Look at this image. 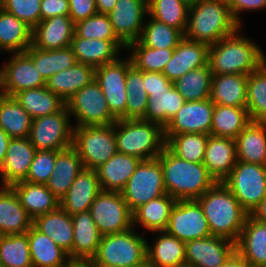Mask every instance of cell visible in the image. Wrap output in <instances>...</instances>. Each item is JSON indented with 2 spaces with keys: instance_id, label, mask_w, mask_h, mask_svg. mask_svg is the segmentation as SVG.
Here are the masks:
<instances>
[{
  "instance_id": "1",
  "label": "cell",
  "mask_w": 266,
  "mask_h": 267,
  "mask_svg": "<svg viewBox=\"0 0 266 267\" xmlns=\"http://www.w3.org/2000/svg\"><path fill=\"white\" fill-rule=\"evenodd\" d=\"M157 158L162 167L166 192L176 200L197 199L217 183L203 162L181 159L166 146Z\"/></svg>"
},
{
  "instance_id": "2",
  "label": "cell",
  "mask_w": 266,
  "mask_h": 267,
  "mask_svg": "<svg viewBox=\"0 0 266 267\" xmlns=\"http://www.w3.org/2000/svg\"><path fill=\"white\" fill-rule=\"evenodd\" d=\"M196 200L203 209L211 234L236 243L249 213L224 183L217 182Z\"/></svg>"
},
{
  "instance_id": "3",
  "label": "cell",
  "mask_w": 266,
  "mask_h": 267,
  "mask_svg": "<svg viewBox=\"0 0 266 267\" xmlns=\"http://www.w3.org/2000/svg\"><path fill=\"white\" fill-rule=\"evenodd\" d=\"M240 25L227 0H203L189 7L184 37L210 46L239 31Z\"/></svg>"
},
{
  "instance_id": "4",
  "label": "cell",
  "mask_w": 266,
  "mask_h": 267,
  "mask_svg": "<svg viewBox=\"0 0 266 267\" xmlns=\"http://www.w3.org/2000/svg\"><path fill=\"white\" fill-rule=\"evenodd\" d=\"M237 33L209 46L208 62L213 75H249L266 61L257 44Z\"/></svg>"
},
{
  "instance_id": "5",
  "label": "cell",
  "mask_w": 266,
  "mask_h": 267,
  "mask_svg": "<svg viewBox=\"0 0 266 267\" xmlns=\"http://www.w3.org/2000/svg\"><path fill=\"white\" fill-rule=\"evenodd\" d=\"M115 136L119 153L141 160L157 158L166 144L164 128L142 119H117Z\"/></svg>"
},
{
  "instance_id": "6",
  "label": "cell",
  "mask_w": 266,
  "mask_h": 267,
  "mask_svg": "<svg viewBox=\"0 0 266 267\" xmlns=\"http://www.w3.org/2000/svg\"><path fill=\"white\" fill-rule=\"evenodd\" d=\"M132 229L102 236L92 260L106 267H136L146 263L147 242Z\"/></svg>"
},
{
  "instance_id": "7",
  "label": "cell",
  "mask_w": 266,
  "mask_h": 267,
  "mask_svg": "<svg viewBox=\"0 0 266 267\" xmlns=\"http://www.w3.org/2000/svg\"><path fill=\"white\" fill-rule=\"evenodd\" d=\"M85 169L96 170L117 151L115 123L73 128V145Z\"/></svg>"
},
{
  "instance_id": "8",
  "label": "cell",
  "mask_w": 266,
  "mask_h": 267,
  "mask_svg": "<svg viewBox=\"0 0 266 267\" xmlns=\"http://www.w3.org/2000/svg\"><path fill=\"white\" fill-rule=\"evenodd\" d=\"M222 182L251 214L266 196V165L237 161Z\"/></svg>"
},
{
  "instance_id": "9",
  "label": "cell",
  "mask_w": 266,
  "mask_h": 267,
  "mask_svg": "<svg viewBox=\"0 0 266 267\" xmlns=\"http://www.w3.org/2000/svg\"><path fill=\"white\" fill-rule=\"evenodd\" d=\"M121 193L132 212L141 205L167 194L158 158L142 160Z\"/></svg>"
},
{
  "instance_id": "10",
  "label": "cell",
  "mask_w": 266,
  "mask_h": 267,
  "mask_svg": "<svg viewBox=\"0 0 266 267\" xmlns=\"http://www.w3.org/2000/svg\"><path fill=\"white\" fill-rule=\"evenodd\" d=\"M89 211L102 236L122 233L134 227L133 212L121 192L101 191Z\"/></svg>"
},
{
  "instance_id": "11",
  "label": "cell",
  "mask_w": 266,
  "mask_h": 267,
  "mask_svg": "<svg viewBox=\"0 0 266 267\" xmlns=\"http://www.w3.org/2000/svg\"><path fill=\"white\" fill-rule=\"evenodd\" d=\"M69 111H61L34 118L29 140L36 150L61 151L73 145V128L69 124Z\"/></svg>"
},
{
  "instance_id": "12",
  "label": "cell",
  "mask_w": 266,
  "mask_h": 267,
  "mask_svg": "<svg viewBox=\"0 0 266 267\" xmlns=\"http://www.w3.org/2000/svg\"><path fill=\"white\" fill-rule=\"evenodd\" d=\"M66 106L69 113H73L78 120L76 127L111 125L117 121L95 80L77 91L66 102Z\"/></svg>"
},
{
  "instance_id": "13",
  "label": "cell",
  "mask_w": 266,
  "mask_h": 267,
  "mask_svg": "<svg viewBox=\"0 0 266 267\" xmlns=\"http://www.w3.org/2000/svg\"><path fill=\"white\" fill-rule=\"evenodd\" d=\"M164 231L185 243L212 236L203 209L196 199L177 200Z\"/></svg>"
},
{
  "instance_id": "14",
  "label": "cell",
  "mask_w": 266,
  "mask_h": 267,
  "mask_svg": "<svg viewBox=\"0 0 266 267\" xmlns=\"http://www.w3.org/2000/svg\"><path fill=\"white\" fill-rule=\"evenodd\" d=\"M132 64L128 60L114 62L95 68V81L102 89L111 114L116 119H126V74Z\"/></svg>"
},
{
  "instance_id": "15",
  "label": "cell",
  "mask_w": 266,
  "mask_h": 267,
  "mask_svg": "<svg viewBox=\"0 0 266 267\" xmlns=\"http://www.w3.org/2000/svg\"><path fill=\"white\" fill-rule=\"evenodd\" d=\"M46 85L33 64L32 59L25 53H15L14 57L0 71V94L13 97L16 93L40 88Z\"/></svg>"
},
{
  "instance_id": "16",
  "label": "cell",
  "mask_w": 266,
  "mask_h": 267,
  "mask_svg": "<svg viewBox=\"0 0 266 267\" xmlns=\"http://www.w3.org/2000/svg\"><path fill=\"white\" fill-rule=\"evenodd\" d=\"M146 13L148 0H117L107 15L117 37L128 46L139 40Z\"/></svg>"
},
{
  "instance_id": "17",
  "label": "cell",
  "mask_w": 266,
  "mask_h": 267,
  "mask_svg": "<svg viewBox=\"0 0 266 267\" xmlns=\"http://www.w3.org/2000/svg\"><path fill=\"white\" fill-rule=\"evenodd\" d=\"M214 103L210 98L186 101L164 128V135L181 133L210 134Z\"/></svg>"
},
{
  "instance_id": "18",
  "label": "cell",
  "mask_w": 266,
  "mask_h": 267,
  "mask_svg": "<svg viewBox=\"0 0 266 267\" xmlns=\"http://www.w3.org/2000/svg\"><path fill=\"white\" fill-rule=\"evenodd\" d=\"M235 251V243L217 236L185 243V263L194 267H220Z\"/></svg>"
},
{
  "instance_id": "19",
  "label": "cell",
  "mask_w": 266,
  "mask_h": 267,
  "mask_svg": "<svg viewBox=\"0 0 266 267\" xmlns=\"http://www.w3.org/2000/svg\"><path fill=\"white\" fill-rule=\"evenodd\" d=\"M209 45L183 37L174 49L173 56L164 67L163 73L174 82L190 70L208 63Z\"/></svg>"
},
{
  "instance_id": "20",
  "label": "cell",
  "mask_w": 266,
  "mask_h": 267,
  "mask_svg": "<svg viewBox=\"0 0 266 267\" xmlns=\"http://www.w3.org/2000/svg\"><path fill=\"white\" fill-rule=\"evenodd\" d=\"M101 191L97 171L84 168L59 201V206L71 216L89 211Z\"/></svg>"
},
{
  "instance_id": "21",
  "label": "cell",
  "mask_w": 266,
  "mask_h": 267,
  "mask_svg": "<svg viewBox=\"0 0 266 267\" xmlns=\"http://www.w3.org/2000/svg\"><path fill=\"white\" fill-rule=\"evenodd\" d=\"M75 23L68 15L40 21L32 32V45L42 50L69 47L74 37Z\"/></svg>"
},
{
  "instance_id": "22",
  "label": "cell",
  "mask_w": 266,
  "mask_h": 267,
  "mask_svg": "<svg viewBox=\"0 0 266 267\" xmlns=\"http://www.w3.org/2000/svg\"><path fill=\"white\" fill-rule=\"evenodd\" d=\"M29 138H12L6 150L4 163L0 167L3 186L24 181L36 153Z\"/></svg>"
},
{
  "instance_id": "23",
  "label": "cell",
  "mask_w": 266,
  "mask_h": 267,
  "mask_svg": "<svg viewBox=\"0 0 266 267\" xmlns=\"http://www.w3.org/2000/svg\"><path fill=\"white\" fill-rule=\"evenodd\" d=\"M237 163L234 139L209 134L203 164L217 182H222Z\"/></svg>"
},
{
  "instance_id": "24",
  "label": "cell",
  "mask_w": 266,
  "mask_h": 267,
  "mask_svg": "<svg viewBox=\"0 0 266 267\" xmlns=\"http://www.w3.org/2000/svg\"><path fill=\"white\" fill-rule=\"evenodd\" d=\"M70 47L77 63L91 65L94 68L116 61L120 48H127L122 41L84 39L73 37Z\"/></svg>"
},
{
  "instance_id": "25",
  "label": "cell",
  "mask_w": 266,
  "mask_h": 267,
  "mask_svg": "<svg viewBox=\"0 0 266 267\" xmlns=\"http://www.w3.org/2000/svg\"><path fill=\"white\" fill-rule=\"evenodd\" d=\"M235 250L251 267L264 265L266 263V223L257 221L249 214L235 243Z\"/></svg>"
},
{
  "instance_id": "26",
  "label": "cell",
  "mask_w": 266,
  "mask_h": 267,
  "mask_svg": "<svg viewBox=\"0 0 266 267\" xmlns=\"http://www.w3.org/2000/svg\"><path fill=\"white\" fill-rule=\"evenodd\" d=\"M73 246L69 259L91 260L98 250L102 234L92 219L90 211L72 215Z\"/></svg>"
},
{
  "instance_id": "27",
  "label": "cell",
  "mask_w": 266,
  "mask_h": 267,
  "mask_svg": "<svg viewBox=\"0 0 266 267\" xmlns=\"http://www.w3.org/2000/svg\"><path fill=\"white\" fill-rule=\"evenodd\" d=\"M83 169L82 159L73 146L58 151L54 170L46 186L60 201Z\"/></svg>"
},
{
  "instance_id": "28",
  "label": "cell",
  "mask_w": 266,
  "mask_h": 267,
  "mask_svg": "<svg viewBox=\"0 0 266 267\" xmlns=\"http://www.w3.org/2000/svg\"><path fill=\"white\" fill-rule=\"evenodd\" d=\"M0 189V236L22 234L27 232L33 219L22 207L21 202L11 186Z\"/></svg>"
},
{
  "instance_id": "29",
  "label": "cell",
  "mask_w": 266,
  "mask_h": 267,
  "mask_svg": "<svg viewBox=\"0 0 266 267\" xmlns=\"http://www.w3.org/2000/svg\"><path fill=\"white\" fill-rule=\"evenodd\" d=\"M94 80L95 68L93 66L76 63L52 75L46 80L45 87L66 103L77 91Z\"/></svg>"
},
{
  "instance_id": "30",
  "label": "cell",
  "mask_w": 266,
  "mask_h": 267,
  "mask_svg": "<svg viewBox=\"0 0 266 267\" xmlns=\"http://www.w3.org/2000/svg\"><path fill=\"white\" fill-rule=\"evenodd\" d=\"M142 160L117 152L96 169L102 191L121 192Z\"/></svg>"
},
{
  "instance_id": "31",
  "label": "cell",
  "mask_w": 266,
  "mask_h": 267,
  "mask_svg": "<svg viewBox=\"0 0 266 267\" xmlns=\"http://www.w3.org/2000/svg\"><path fill=\"white\" fill-rule=\"evenodd\" d=\"M247 75H213L210 100L223 106L246 108Z\"/></svg>"
},
{
  "instance_id": "32",
  "label": "cell",
  "mask_w": 266,
  "mask_h": 267,
  "mask_svg": "<svg viewBox=\"0 0 266 267\" xmlns=\"http://www.w3.org/2000/svg\"><path fill=\"white\" fill-rule=\"evenodd\" d=\"M234 140L237 161L266 165V123L250 121Z\"/></svg>"
},
{
  "instance_id": "33",
  "label": "cell",
  "mask_w": 266,
  "mask_h": 267,
  "mask_svg": "<svg viewBox=\"0 0 266 267\" xmlns=\"http://www.w3.org/2000/svg\"><path fill=\"white\" fill-rule=\"evenodd\" d=\"M32 225L67 253L72 250L74 240L72 216L60 206L55 211L35 217Z\"/></svg>"
},
{
  "instance_id": "34",
  "label": "cell",
  "mask_w": 266,
  "mask_h": 267,
  "mask_svg": "<svg viewBox=\"0 0 266 267\" xmlns=\"http://www.w3.org/2000/svg\"><path fill=\"white\" fill-rule=\"evenodd\" d=\"M11 187L16 192L22 207L32 219L55 211L59 207V200L47 188L46 184L20 181Z\"/></svg>"
},
{
  "instance_id": "35",
  "label": "cell",
  "mask_w": 266,
  "mask_h": 267,
  "mask_svg": "<svg viewBox=\"0 0 266 267\" xmlns=\"http://www.w3.org/2000/svg\"><path fill=\"white\" fill-rule=\"evenodd\" d=\"M27 236L33 267H63L67 263L68 253L33 225Z\"/></svg>"
},
{
  "instance_id": "36",
  "label": "cell",
  "mask_w": 266,
  "mask_h": 267,
  "mask_svg": "<svg viewBox=\"0 0 266 267\" xmlns=\"http://www.w3.org/2000/svg\"><path fill=\"white\" fill-rule=\"evenodd\" d=\"M33 29L0 7V49L23 53L32 45Z\"/></svg>"
},
{
  "instance_id": "37",
  "label": "cell",
  "mask_w": 266,
  "mask_h": 267,
  "mask_svg": "<svg viewBox=\"0 0 266 267\" xmlns=\"http://www.w3.org/2000/svg\"><path fill=\"white\" fill-rule=\"evenodd\" d=\"M185 102L174 85L165 92L151 93L142 120L158 123L165 128Z\"/></svg>"
},
{
  "instance_id": "38",
  "label": "cell",
  "mask_w": 266,
  "mask_h": 267,
  "mask_svg": "<svg viewBox=\"0 0 266 267\" xmlns=\"http://www.w3.org/2000/svg\"><path fill=\"white\" fill-rule=\"evenodd\" d=\"M153 247L147 243V263L150 267H176L185 263V242L162 231Z\"/></svg>"
},
{
  "instance_id": "39",
  "label": "cell",
  "mask_w": 266,
  "mask_h": 267,
  "mask_svg": "<svg viewBox=\"0 0 266 267\" xmlns=\"http://www.w3.org/2000/svg\"><path fill=\"white\" fill-rule=\"evenodd\" d=\"M176 202L171 195L165 194L141 205L133 212V225L140 223L147 230L161 233L167 227Z\"/></svg>"
},
{
  "instance_id": "40",
  "label": "cell",
  "mask_w": 266,
  "mask_h": 267,
  "mask_svg": "<svg viewBox=\"0 0 266 267\" xmlns=\"http://www.w3.org/2000/svg\"><path fill=\"white\" fill-rule=\"evenodd\" d=\"M34 119L61 111L66 103L45 86L22 90L13 96Z\"/></svg>"
},
{
  "instance_id": "41",
  "label": "cell",
  "mask_w": 266,
  "mask_h": 267,
  "mask_svg": "<svg viewBox=\"0 0 266 267\" xmlns=\"http://www.w3.org/2000/svg\"><path fill=\"white\" fill-rule=\"evenodd\" d=\"M25 53L32 59L37 71L45 80L77 63L70 46L55 50H42L31 45Z\"/></svg>"
},
{
  "instance_id": "42",
  "label": "cell",
  "mask_w": 266,
  "mask_h": 267,
  "mask_svg": "<svg viewBox=\"0 0 266 267\" xmlns=\"http://www.w3.org/2000/svg\"><path fill=\"white\" fill-rule=\"evenodd\" d=\"M33 118L14 98L0 94V127L12 138H28Z\"/></svg>"
},
{
  "instance_id": "43",
  "label": "cell",
  "mask_w": 266,
  "mask_h": 267,
  "mask_svg": "<svg viewBox=\"0 0 266 267\" xmlns=\"http://www.w3.org/2000/svg\"><path fill=\"white\" fill-rule=\"evenodd\" d=\"M249 123L247 108L214 104L210 134L235 139Z\"/></svg>"
},
{
  "instance_id": "44",
  "label": "cell",
  "mask_w": 266,
  "mask_h": 267,
  "mask_svg": "<svg viewBox=\"0 0 266 267\" xmlns=\"http://www.w3.org/2000/svg\"><path fill=\"white\" fill-rule=\"evenodd\" d=\"M212 76L208 62L206 65L190 70L175 80L173 85L185 101L205 100L210 98Z\"/></svg>"
},
{
  "instance_id": "45",
  "label": "cell",
  "mask_w": 266,
  "mask_h": 267,
  "mask_svg": "<svg viewBox=\"0 0 266 267\" xmlns=\"http://www.w3.org/2000/svg\"><path fill=\"white\" fill-rule=\"evenodd\" d=\"M246 96L250 121L266 123V61L247 75Z\"/></svg>"
},
{
  "instance_id": "46",
  "label": "cell",
  "mask_w": 266,
  "mask_h": 267,
  "mask_svg": "<svg viewBox=\"0 0 266 267\" xmlns=\"http://www.w3.org/2000/svg\"><path fill=\"white\" fill-rule=\"evenodd\" d=\"M164 136L165 146L173 154L189 162H203L209 134L181 133Z\"/></svg>"
},
{
  "instance_id": "47",
  "label": "cell",
  "mask_w": 266,
  "mask_h": 267,
  "mask_svg": "<svg viewBox=\"0 0 266 267\" xmlns=\"http://www.w3.org/2000/svg\"><path fill=\"white\" fill-rule=\"evenodd\" d=\"M0 267H33L27 232L0 236Z\"/></svg>"
},
{
  "instance_id": "48",
  "label": "cell",
  "mask_w": 266,
  "mask_h": 267,
  "mask_svg": "<svg viewBox=\"0 0 266 267\" xmlns=\"http://www.w3.org/2000/svg\"><path fill=\"white\" fill-rule=\"evenodd\" d=\"M188 9L182 0H148L151 18L179 30L183 35L187 28Z\"/></svg>"
},
{
  "instance_id": "49",
  "label": "cell",
  "mask_w": 266,
  "mask_h": 267,
  "mask_svg": "<svg viewBox=\"0 0 266 267\" xmlns=\"http://www.w3.org/2000/svg\"><path fill=\"white\" fill-rule=\"evenodd\" d=\"M126 119H142L148 103V94L143 84V71L133 64L126 74Z\"/></svg>"
},
{
  "instance_id": "50",
  "label": "cell",
  "mask_w": 266,
  "mask_h": 267,
  "mask_svg": "<svg viewBox=\"0 0 266 267\" xmlns=\"http://www.w3.org/2000/svg\"><path fill=\"white\" fill-rule=\"evenodd\" d=\"M184 35L165 23L151 19L143 26L139 42L154 49H175Z\"/></svg>"
},
{
  "instance_id": "51",
  "label": "cell",
  "mask_w": 266,
  "mask_h": 267,
  "mask_svg": "<svg viewBox=\"0 0 266 267\" xmlns=\"http://www.w3.org/2000/svg\"><path fill=\"white\" fill-rule=\"evenodd\" d=\"M133 49L130 55L132 64L141 71L163 72L173 56L174 49H154L142 45L139 41L130 43L127 49Z\"/></svg>"
},
{
  "instance_id": "52",
  "label": "cell",
  "mask_w": 266,
  "mask_h": 267,
  "mask_svg": "<svg viewBox=\"0 0 266 267\" xmlns=\"http://www.w3.org/2000/svg\"><path fill=\"white\" fill-rule=\"evenodd\" d=\"M74 37L121 41L113 29L109 16L101 13L75 23Z\"/></svg>"
},
{
  "instance_id": "53",
  "label": "cell",
  "mask_w": 266,
  "mask_h": 267,
  "mask_svg": "<svg viewBox=\"0 0 266 267\" xmlns=\"http://www.w3.org/2000/svg\"><path fill=\"white\" fill-rule=\"evenodd\" d=\"M58 151L37 150L24 181L34 184H46L54 170Z\"/></svg>"
},
{
  "instance_id": "54",
  "label": "cell",
  "mask_w": 266,
  "mask_h": 267,
  "mask_svg": "<svg viewBox=\"0 0 266 267\" xmlns=\"http://www.w3.org/2000/svg\"><path fill=\"white\" fill-rule=\"evenodd\" d=\"M42 0H1V8L22 20L32 29L41 21Z\"/></svg>"
},
{
  "instance_id": "55",
  "label": "cell",
  "mask_w": 266,
  "mask_h": 267,
  "mask_svg": "<svg viewBox=\"0 0 266 267\" xmlns=\"http://www.w3.org/2000/svg\"><path fill=\"white\" fill-rule=\"evenodd\" d=\"M68 16L74 23L98 13L95 0H68Z\"/></svg>"
},
{
  "instance_id": "56",
  "label": "cell",
  "mask_w": 266,
  "mask_h": 267,
  "mask_svg": "<svg viewBox=\"0 0 266 267\" xmlns=\"http://www.w3.org/2000/svg\"><path fill=\"white\" fill-rule=\"evenodd\" d=\"M143 84L149 97L151 93L167 91L173 85V82L163 72L143 71Z\"/></svg>"
},
{
  "instance_id": "57",
  "label": "cell",
  "mask_w": 266,
  "mask_h": 267,
  "mask_svg": "<svg viewBox=\"0 0 266 267\" xmlns=\"http://www.w3.org/2000/svg\"><path fill=\"white\" fill-rule=\"evenodd\" d=\"M41 21L54 16L69 14L68 0H42L40 6Z\"/></svg>"
},
{
  "instance_id": "58",
  "label": "cell",
  "mask_w": 266,
  "mask_h": 267,
  "mask_svg": "<svg viewBox=\"0 0 266 267\" xmlns=\"http://www.w3.org/2000/svg\"><path fill=\"white\" fill-rule=\"evenodd\" d=\"M231 13L235 20L240 24L238 17L241 11L258 10L266 7V0H227Z\"/></svg>"
},
{
  "instance_id": "59",
  "label": "cell",
  "mask_w": 266,
  "mask_h": 267,
  "mask_svg": "<svg viewBox=\"0 0 266 267\" xmlns=\"http://www.w3.org/2000/svg\"><path fill=\"white\" fill-rule=\"evenodd\" d=\"M220 267H251L250 264L235 250Z\"/></svg>"
},
{
  "instance_id": "60",
  "label": "cell",
  "mask_w": 266,
  "mask_h": 267,
  "mask_svg": "<svg viewBox=\"0 0 266 267\" xmlns=\"http://www.w3.org/2000/svg\"><path fill=\"white\" fill-rule=\"evenodd\" d=\"M11 138L9 135L0 127V167L4 163L6 157V150Z\"/></svg>"
},
{
  "instance_id": "61",
  "label": "cell",
  "mask_w": 266,
  "mask_h": 267,
  "mask_svg": "<svg viewBox=\"0 0 266 267\" xmlns=\"http://www.w3.org/2000/svg\"><path fill=\"white\" fill-rule=\"evenodd\" d=\"M257 221L266 223V196L262 199L260 204L250 214Z\"/></svg>"
},
{
  "instance_id": "62",
  "label": "cell",
  "mask_w": 266,
  "mask_h": 267,
  "mask_svg": "<svg viewBox=\"0 0 266 267\" xmlns=\"http://www.w3.org/2000/svg\"><path fill=\"white\" fill-rule=\"evenodd\" d=\"M117 0H95L98 13L108 14Z\"/></svg>"
},
{
  "instance_id": "63",
  "label": "cell",
  "mask_w": 266,
  "mask_h": 267,
  "mask_svg": "<svg viewBox=\"0 0 266 267\" xmlns=\"http://www.w3.org/2000/svg\"><path fill=\"white\" fill-rule=\"evenodd\" d=\"M63 267H91V260L68 259Z\"/></svg>"
},
{
  "instance_id": "64",
  "label": "cell",
  "mask_w": 266,
  "mask_h": 267,
  "mask_svg": "<svg viewBox=\"0 0 266 267\" xmlns=\"http://www.w3.org/2000/svg\"><path fill=\"white\" fill-rule=\"evenodd\" d=\"M188 7L200 3L203 0H182Z\"/></svg>"
},
{
  "instance_id": "65",
  "label": "cell",
  "mask_w": 266,
  "mask_h": 267,
  "mask_svg": "<svg viewBox=\"0 0 266 267\" xmlns=\"http://www.w3.org/2000/svg\"><path fill=\"white\" fill-rule=\"evenodd\" d=\"M91 267H106V266L99 265V264L95 263V262L91 259Z\"/></svg>"
},
{
  "instance_id": "66",
  "label": "cell",
  "mask_w": 266,
  "mask_h": 267,
  "mask_svg": "<svg viewBox=\"0 0 266 267\" xmlns=\"http://www.w3.org/2000/svg\"><path fill=\"white\" fill-rule=\"evenodd\" d=\"M176 267H194V266L190 265V264H187V263H184V264H181V265L176 266Z\"/></svg>"
},
{
  "instance_id": "67",
  "label": "cell",
  "mask_w": 266,
  "mask_h": 267,
  "mask_svg": "<svg viewBox=\"0 0 266 267\" xmlns=\"http://www.w3.org/2000/svg\"><path fill=\"white\" fill-rule=\"evenodd\" d=\"M136 267H150V265L146 262V263L139 265V266H136Z\"/></svg>"
}]
</instances>
